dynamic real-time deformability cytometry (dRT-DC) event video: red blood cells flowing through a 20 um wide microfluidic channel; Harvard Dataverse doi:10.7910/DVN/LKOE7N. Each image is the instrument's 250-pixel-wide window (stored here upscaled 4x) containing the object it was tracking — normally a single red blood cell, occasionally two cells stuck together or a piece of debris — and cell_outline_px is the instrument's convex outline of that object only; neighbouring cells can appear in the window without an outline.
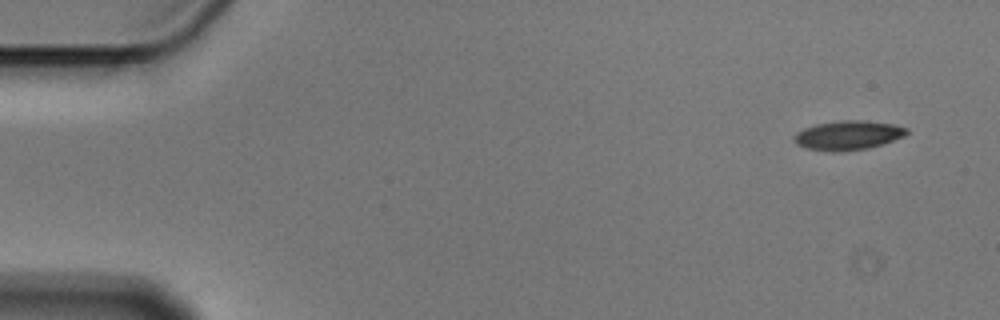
{"species": "Egyptian fruit bat (a non-hibernating species)", "species_latin": "Rousettus aegyptiacus", "temperature_condition": "cold", "stored_images_in_passage": 6, "camera_frame_rate_fps": 3000, "um_per_image_px": 0.085, "animal": {"sex": "male"}, "frame": {"image": 1, "passage_image": 1, "time_ms": 0.0, "image_size_px": [1000, 320], "cell_outline_px": [[908, 132], [904, 136], [868, 148], [840, 152], [832, 152], [808, 148], [796, 144], [792, 140], [796, 132], [804, 128], [816, 124], [840, 120], [864, 120], [892, 124], [908, 128]], "centroid_in_image_um": [72.05, 11.49], "position_along_channel_um": 13.0, "area_um2": 19.13}}
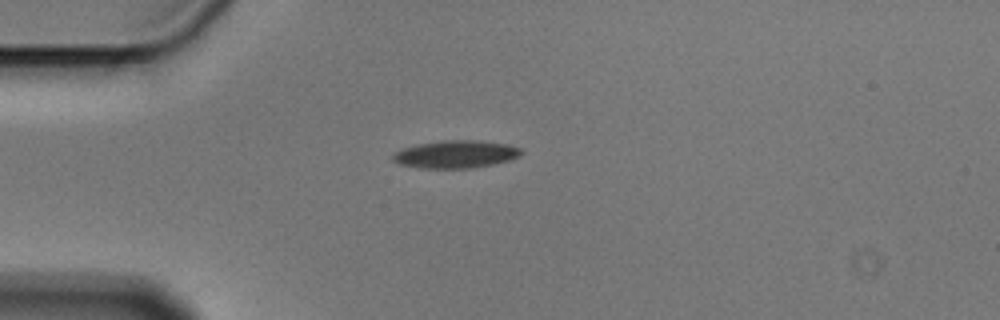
{"frame": {"image": 2, "passage_image": 4, "time_ms": 1.0, "image_size_px": [1000, 320], "cell_outline_px": [[524, 152], [520, 156], [508, 160], [492, 164], [472, 168], [420, 168], [400, 164], [392, 160], [392, 156], [400, 148], [416, 144], [444, 140], [476, 140], [508, 144], [520, 148]], "centroid_in_image_um": [38.72, 13.1], "position_along_channel_um": 46.3, "area_um2": 20.75}}
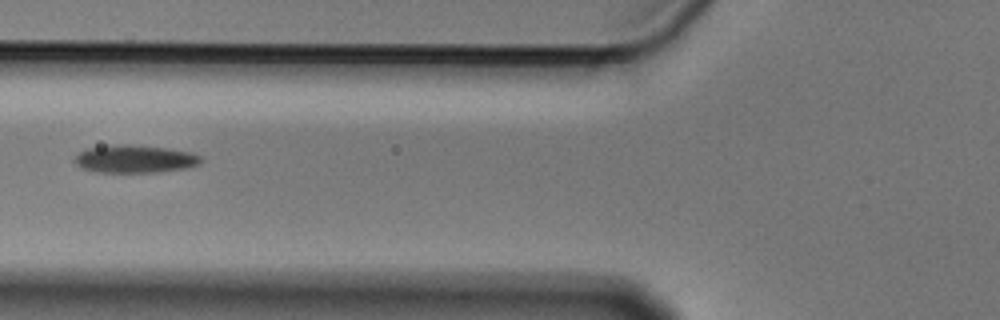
{"frame": {"image": 3, "passage_image": 6, "time_ms": 1.667, "image_size_px": [1000, 320], "cell_outline_px": [[204, 160], [200, 164], [184, 168], [160, 172], [96, 172], [80, 168], [72, 160], [84, 148], [112, 144], [128, 144], [164, 148], [192, 152], [200, 156]], "centroid_in_image_um": [11.42, 13.51], "position_along_channel_um": 114.4, "area_um2": 20.69}}